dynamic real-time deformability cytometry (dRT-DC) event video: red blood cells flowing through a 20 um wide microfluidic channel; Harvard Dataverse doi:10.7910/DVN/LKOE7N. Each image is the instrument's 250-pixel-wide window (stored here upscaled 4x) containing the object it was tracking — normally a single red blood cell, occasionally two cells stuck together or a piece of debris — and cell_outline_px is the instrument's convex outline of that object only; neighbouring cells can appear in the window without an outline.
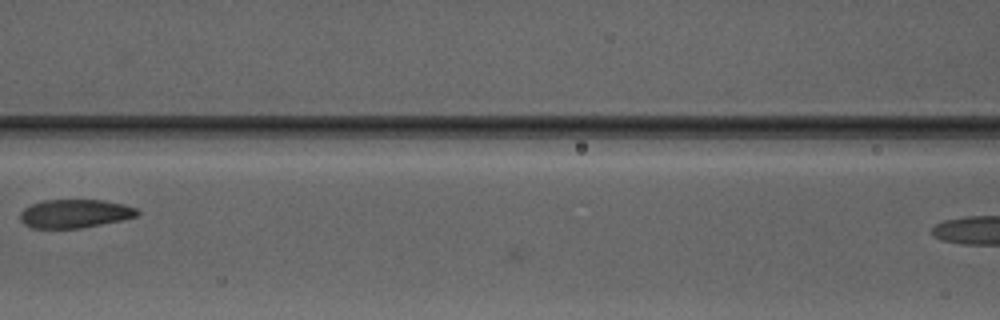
{"species": "Egyptian fruit bat (a non-hibernating species)", "species_latin": "Rousettus aegyptiacus", "temperature_condition": "warm", "stored_images_in_passage": 20, "camera_frame_rate_fps": 3000, "um_per_image_px": 0.085, "animal": {"sex": "male"}, "frame": {"image": 1, "passage_image": 19, "time_ms": 6.0, "image_size_px": [1000, 320], "cell_outline_px": [[140, 212], [136, 216], [120, 220], [80, 228], [32, 228], [24, 224], [20, 220], [20, 212], [24, 208], [32, 204], [44, 200], [104, 200], [124, 204], [136, 208]], "centroid_in_image_um": [6.34, 18.15], "position_along_channel_um": 160.3, "area_um2": 19.36}}